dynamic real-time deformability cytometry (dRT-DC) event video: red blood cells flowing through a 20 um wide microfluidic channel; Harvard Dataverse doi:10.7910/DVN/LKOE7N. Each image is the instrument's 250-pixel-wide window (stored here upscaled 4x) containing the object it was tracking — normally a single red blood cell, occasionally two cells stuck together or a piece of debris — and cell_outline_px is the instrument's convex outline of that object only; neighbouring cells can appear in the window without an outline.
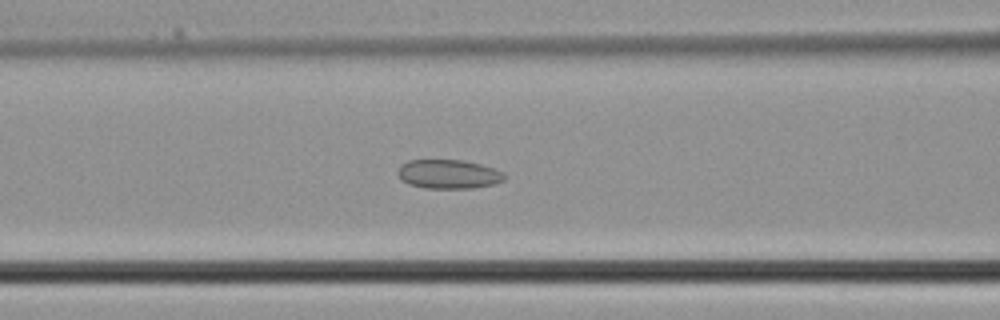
{"species": "common noctule bat (a hibernating species)", "species_latin": "Nyctalus noctula", "temperature_condition": "cold", "stored_images_in_passage": 38, "camera_frame_rate_fps": 3000, "um_per_image_px": 0.085, "animal": {"sex": "male", "body_mass_g": 21.5, "forearm_length_mm": 52.0}, "frame": {"image": 1, "passage_image": 15, "time_ms": 4.667, "image_size_px": [1000, 320], "cell_outline_px": [[504, 180], [492, 184], [472, 188], [424, 188], [408, 184], [400, 180], [400, 164], [408, 160], [464, 160], [480, 164], [504, 172]], "centroid_in_image_um": [38.11, 14.8], "position_along_channel_um": 128.5, "area_um2": 17.92}}
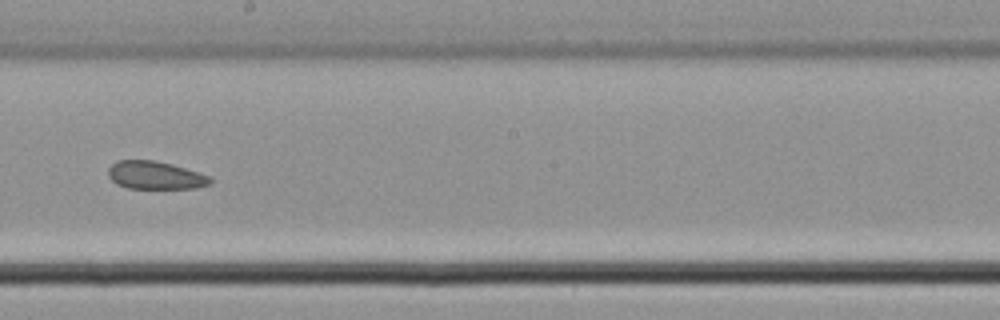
{"frame": {"image": 2, "passage_image": 21, "time_ms": 6.667, "image_size_px": [1000, 320], "cell_outline_px": [[212, 184], [196, 188], [128, 188], [116, 184], [108, 176], [108, 168], [116, 160], [156, 160], [172, 164], [212, 176]], "centroid_in_image_um": [13.22, 14.89], "position_along_channel_um": 235.0, "area_um2": 16.82}}
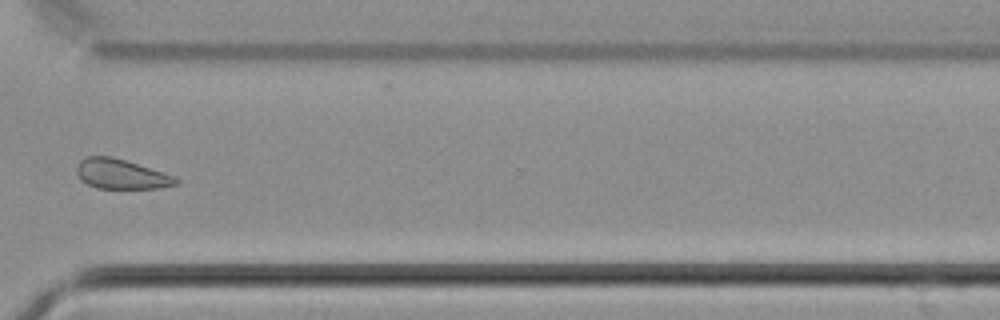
{"frame": {"image": 3, "passage_image": 28, "time_ms": 9.0, "image_size_px": [1000, 320], "cell_outline_px": [[180, 180], [176, 184], [160, 188], [96, 188], [80, 180], [76, 172], [76, 168], [80, 160], [88, 156], [112, 156], [176, 176]], "centroid_in_image_um": [10.29, 14.8], "position_along_channel_um": 360.3, "area_um2": 17.22}}